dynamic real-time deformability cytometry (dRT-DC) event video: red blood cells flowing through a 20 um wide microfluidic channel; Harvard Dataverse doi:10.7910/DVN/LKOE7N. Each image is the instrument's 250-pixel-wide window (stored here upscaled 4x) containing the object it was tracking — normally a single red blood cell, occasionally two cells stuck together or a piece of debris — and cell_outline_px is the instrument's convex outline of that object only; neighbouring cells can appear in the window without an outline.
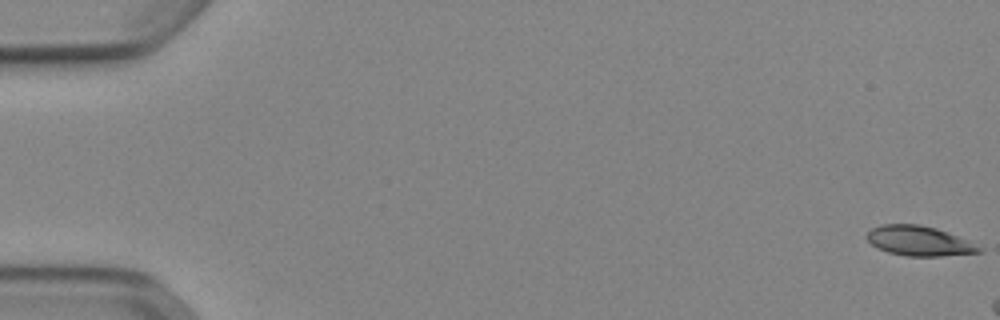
{"species": "Egyptian fruit bat (a non-hibernating species)", "species_latin": "Rousettus aegyptiacus", "temperature_condition": "cold", "stored_images_in_passage": 8, "camera_frame_rate_fps": 3000, "um_per_image_px": 0.085, "animal": {"sex": "female"}, "frame": {"image": 1, "passage_image": 1, "time_ms": 0.0, "image_size_px": [1000, 320], "cell_outline_px": [[984, 252], [940, 256], [908, 256], [888, 252], [872, 244], [868, 240], [868, 232], [872, 228], [880, 224], [920, 224], [936, 228], [956, 236], [984, 248]], "centroid_in_image_um": [78.14, 20.48], "position_along_channel_um": 6.9, "area_um2": 19.25}}